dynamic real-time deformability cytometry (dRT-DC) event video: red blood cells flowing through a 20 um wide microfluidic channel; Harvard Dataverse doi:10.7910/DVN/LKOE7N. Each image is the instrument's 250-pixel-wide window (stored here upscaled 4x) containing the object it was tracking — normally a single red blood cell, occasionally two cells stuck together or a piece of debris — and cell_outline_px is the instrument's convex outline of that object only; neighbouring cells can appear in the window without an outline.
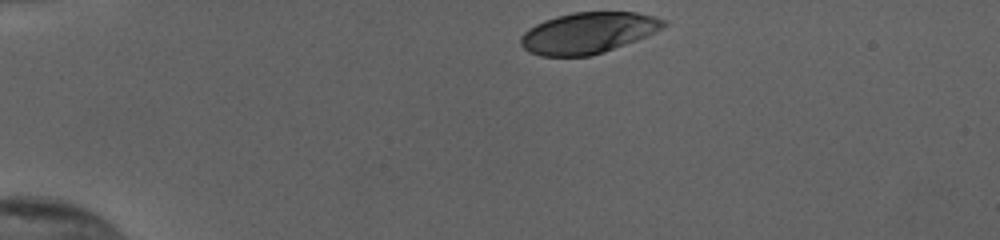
{"species": "human", "species_latin": "Homo sapiens", "temperature_condition": "cold", "stored_images_in_passage": 35, "camera_frame_rate_fps": 3000, "um_per_image_px": 0.085, "donor": {"sex": "female"}, "frame": {"image": 1, "passage_image": 1, "time_ms": 0.0, "image_size_px": [1000, 240], "cell_outline_px": [[668, 24], [664, 28], [656, 32], [636, 40], [604, 52], [592, 56], [540, 56], [528, 52], [520, 44], [520, 36], [528, 28], [544, 20], [556, 16], [576, 12], [636, 12], [656, 16], [668, 20]], "centroid_in_image_um": [50.01, 2.79], "position_along_channel_um": 35.0, "area_um2": 34.51}}
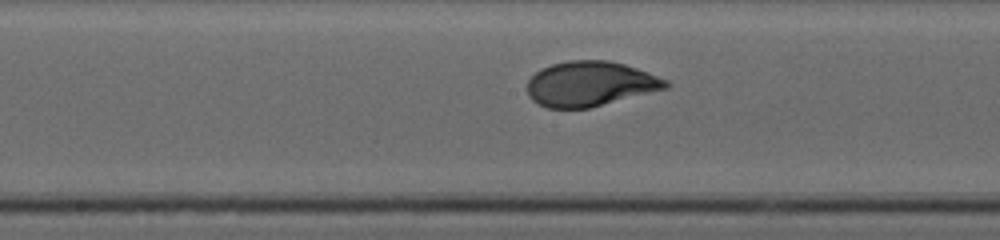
{"frame": {"image": 2, "passage_image": 19, "time_ms": 6.0, "image_size_px": [1000, 240], "cell_outline_px": [[672, 84], [668, 88], [588, 108], [548, 108], [532, 100], [528, 96], [528, 80], [540, 68], [552, 64], [568, 60], [608, 60], [624, 64], [648, 72], [668, 80]], "centroid_in_image_um": [50.17, 7.12], "position_along_channel_um": 198.0, "area_um2": 36.24}}
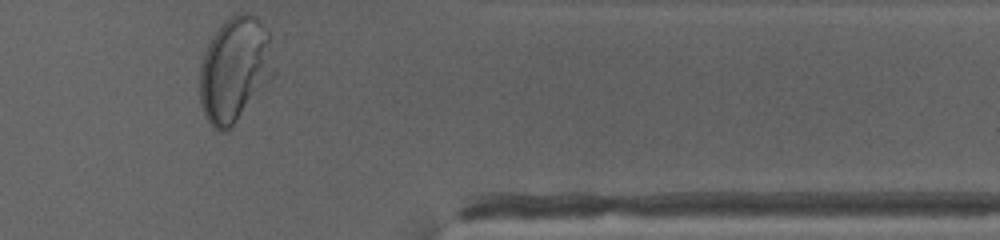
{"frame": {"image": 3, "passage_image": 35, "time_ms": 11.333, "image_size_px": [1000, 240], "cell_outline_px": [[276, 76], [232, 128], [228, 132], [220, 132], [204, 116], [200, 100], [200, 68], [204, 52], [212, 36], [220, 24], [224, 20], [240, 12], [248, 12], [256, 16], [268, 32], [276, 68]], "centroid_in_image_um": [20.0, 5.93], "position_along_channel_um": 391.4, "area_um2": 46.3}, "authors_computed_cell_mechanics": {"area_um2": 36.5296, "velocity_mm_per_s": 3.8475, "shape_relaxation_time_tau1_ms": 4.1118, "shape_relaxation_time_tau2_ms": null, "deformation_change_tau1": 0.1918, "deformation_change_tau2": null}}